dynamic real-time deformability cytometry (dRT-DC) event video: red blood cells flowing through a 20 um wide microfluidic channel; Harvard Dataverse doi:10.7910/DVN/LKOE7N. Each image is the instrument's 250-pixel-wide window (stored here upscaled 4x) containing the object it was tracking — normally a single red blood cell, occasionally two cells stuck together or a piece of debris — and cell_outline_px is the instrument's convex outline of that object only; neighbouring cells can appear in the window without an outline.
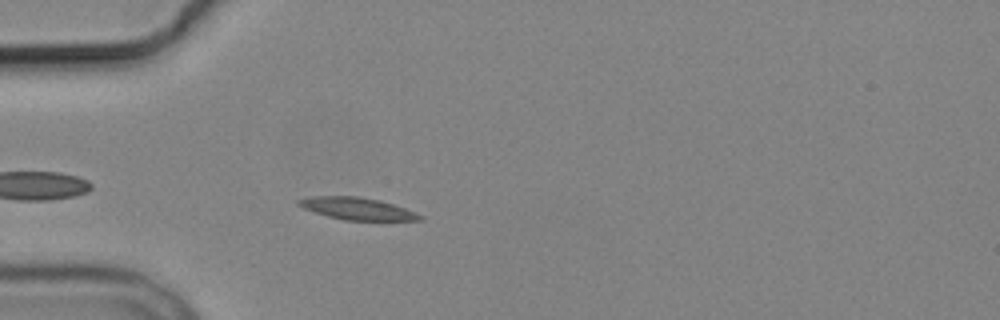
{"species": "common noctule bat (a hibernating species)", "species_latin": "Nyctalus noctula", "temperature_condition": "cold", "stored_images_in_passage": 3, "camera_frame_rate_fps": 3000, "um_per_image_px": 0.085, "animal": {"sex": "male", "body_mass_g": 19.2, "forearm_length_mm": 51.8}, "frame": {"image": 1, "passage_image": 3, "time_ms": 3.333, "image_size_px": [1000, 320], "cell_outline_px": [[424, 220], [344, 220], [328, 216], [304, 208], [296, 204], [296, 200], [312, 196], [356, 196], [380, 200], [416, 212], [424, 216]], "centroid_in_image_um": [30.37, 17.73], "position_along_channel_um": 54.6, "area_um2": 15.55}}